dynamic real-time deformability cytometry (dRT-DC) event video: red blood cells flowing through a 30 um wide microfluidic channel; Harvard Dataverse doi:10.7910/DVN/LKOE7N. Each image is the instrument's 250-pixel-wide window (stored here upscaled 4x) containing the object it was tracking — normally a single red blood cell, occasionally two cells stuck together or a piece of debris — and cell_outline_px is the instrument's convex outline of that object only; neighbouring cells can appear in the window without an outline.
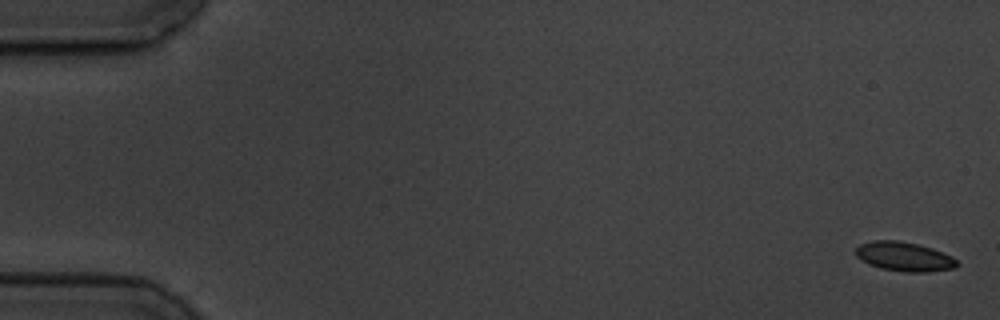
{"species": "common noctule bat (a hibernating species)", "species_latin": "Nyctalus noctula", "temperature_condition": "cold", "stored_images_in_passage": 10, "camera_frame_rate_fps": 3000, "um_per_image_px": 0.085, "animal": {"sex": "male", "body_mass_g": 19.5, "forearm_length_mm": 54.6}, "frame": {"image": 1, "passage_image": 1, "time_ms": 0.0, "image_size_px": [1000, 320], "cell_outline_px": [[960, 264], [956, 268], [928, 272], [904, 272], [880, 268], [868, 264], [860, 260], [856, 256], [856, 248], [860, 244], [872, 240], [896, 240], [916, 244], [932, 248], [952, 256]], "centroid_in_image_um": [76.86, 21.82], "position_along_channel_um": 8.1, "area_um2": 17.4}}
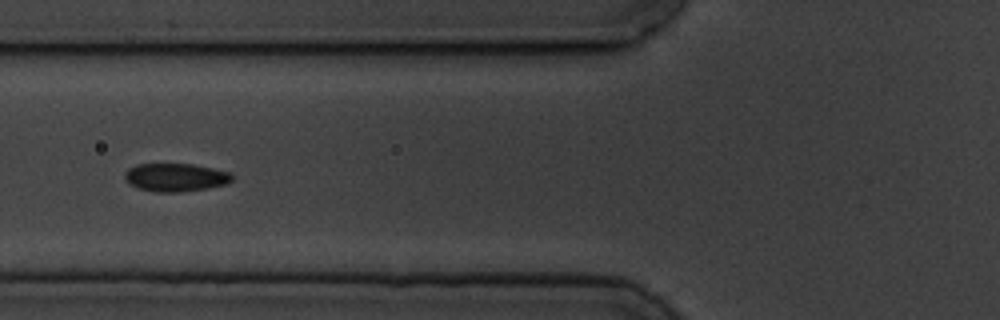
{"frame": {"image": 2, "passage_image": 7, "time_ms": 7.0, "image_size_px": [1000, 320], "cell_outline_px": [[232, 180], [224, 184], [208, 188], [180, 192], [156, 192], [136, 188], [128, 184], [124, 180], [124, 172], [128, 168], [136, 164], [192, 164], [232, 172]], "centroid_in_image_um": [14.87, 15.08], "position_along_channel_um": 110.9, "area_um2": 17.8}}
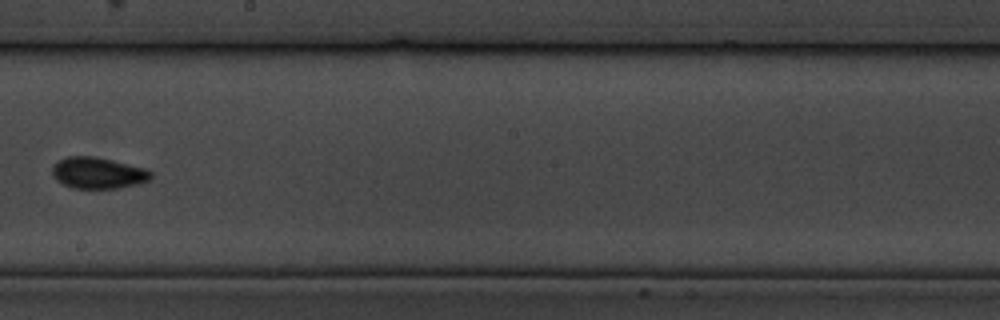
{"frame": {"image": 3, "passage_image": 10, "time_ms": 10.667, "image_size_px": [1000, 320], "cell_outline_px": [[152, 180], [140, 184], [120, 188], [72, 188], [56, 180], [52, 176], [52, 168], [60, 160], [68, 156], [92, 156], [112, 160], [148, 168], [152, 172]], "centroid_in_image_um": [8.4, 14.71], "position_along_channel_um": 239.8, "area_um2": 18.21}}